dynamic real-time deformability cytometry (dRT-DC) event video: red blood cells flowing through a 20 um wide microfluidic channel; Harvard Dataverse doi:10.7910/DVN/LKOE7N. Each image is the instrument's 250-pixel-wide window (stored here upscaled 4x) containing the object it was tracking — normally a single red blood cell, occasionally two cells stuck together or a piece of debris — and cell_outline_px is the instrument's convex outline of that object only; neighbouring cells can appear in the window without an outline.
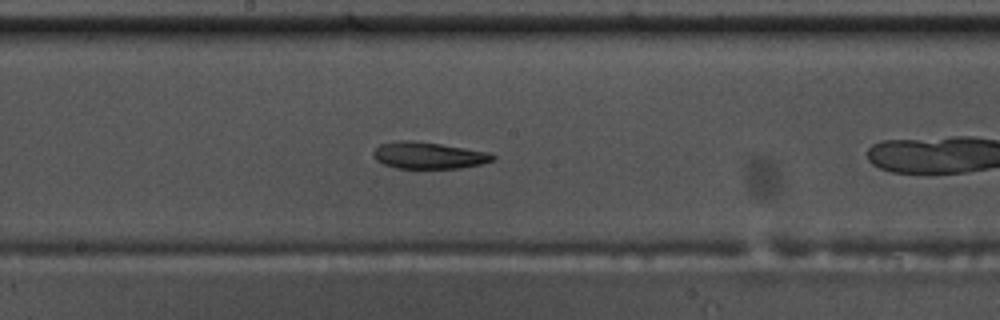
{"species": "common noctule bat (a hibernating species)", "species_latin": "Nyctalus noctula", "temperature_condition": "warm", "stored_images_in_passage": 40, "camera_frame_rate_fps": 3000, "um_per_image_px": 0.085, "animal": {"sex": "male", "body_mass_g": 17.5, "forearm_length_mm": 52.3}, "frame": {"image": 1, "passage_image": 14, "time_ms": 4.333, "image_size_px": [1000, 320], "cell_outline_px": [[496, 156], [492, 160], [480, 164], [460, 168], [396, 168], [384, 164], [376, 160], [372, 156], [372, 152], [380, 144], [400, 140], [412, 140], [440, 144], [492, 152]], "centroid_in_image_um": [36.42, 13.2], "position_along_channel_um": 211.8, "area_um2": 18.61}}
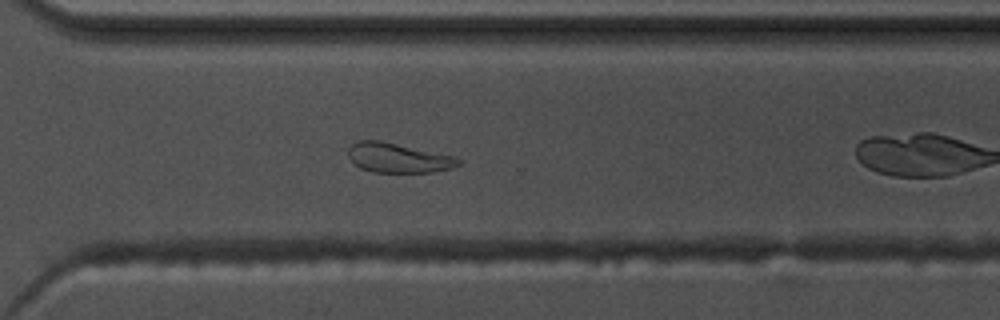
{"frame": {"image": 2, "passage_image": 24, "time_ms": 7.667, "image_size_px": [1000, 320], "cell_outline_px": [[460, 164], [452, 168], [432, 172], [372, 172], [360, 168], [348, 156], [348, 148], [352, 144], [360, 140], [380, 140], [456, 156], [460, 160]], "centroid_in_image_um": [33.85, 13.41], "position_along_channel_um": 336.7, "area_um2": 19.02}}
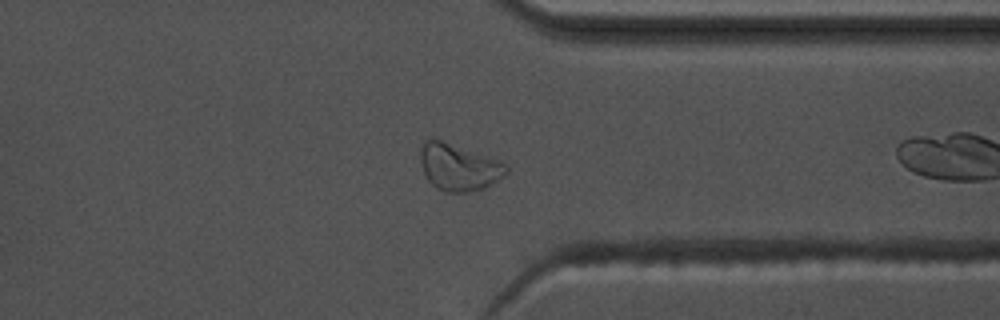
{"frame": {"image": 3, "passage_image": 27, "time_ms": 8.667, "image_size_px": [1000, 320], "cell_outline_px": [[508, 172], [484, 188], [468, 192], [444, 192], [436, 188], [428, 180], [420, 164], [420, 148], [424, 140], [428, 136], [432, 136], [500, 160], [508, 164]], "centroid_in_image_um": [38.95, 14.16], "position_along_channel_um": 372.4, "area_um2": 23.87}, "authors_computed_cell_mechanics": {"area_um2": 28.2931, "velocity_mm_per_s": 3.7609, "shape_relaxation_time_tau1_ms": 2.9532, "shape_relaxation_time_tau2_ms": 3.9615, "deformation_change_tau1": 0.1865, "deformation_change_tau2": 0.123}}